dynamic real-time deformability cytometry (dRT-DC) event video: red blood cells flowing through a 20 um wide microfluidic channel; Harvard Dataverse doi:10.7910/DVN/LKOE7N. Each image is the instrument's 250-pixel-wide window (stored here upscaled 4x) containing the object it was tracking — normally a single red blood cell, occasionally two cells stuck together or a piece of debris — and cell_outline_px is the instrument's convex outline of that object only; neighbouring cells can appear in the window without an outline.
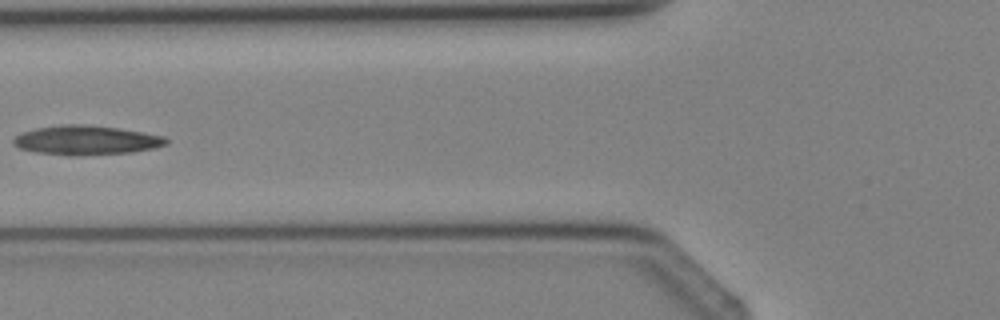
{"species": "Egyptian fruit bat (a non-hibernating species)", "species_latin": "Rousettus aegyptiacus", "temperature_condition": "cold", "stored_images_in_passage": 3, "camera_frame_rate_fps": 3000, "um_per_image_px": 0.085, "animal": {"sex": "female"}, "frame": {"image": 1, "passage_image": 3, "time_ms": 2.667, "image_size_px": [1000, 320], "cell_outline_px": [[168, 144], [152, 148], [132, 152], [72, 156], [68, 156], [36, 152], [20, 148], [12, 144], [12, 140], [20, 132], [36, 128], [64, 124], [84, 124], [120, 128], [164, 136], [168, 140]], "centroid_in_image_um": [7.3, 11.91], "position_along_channel_um": 118.5, "area_um2": 26.18}}